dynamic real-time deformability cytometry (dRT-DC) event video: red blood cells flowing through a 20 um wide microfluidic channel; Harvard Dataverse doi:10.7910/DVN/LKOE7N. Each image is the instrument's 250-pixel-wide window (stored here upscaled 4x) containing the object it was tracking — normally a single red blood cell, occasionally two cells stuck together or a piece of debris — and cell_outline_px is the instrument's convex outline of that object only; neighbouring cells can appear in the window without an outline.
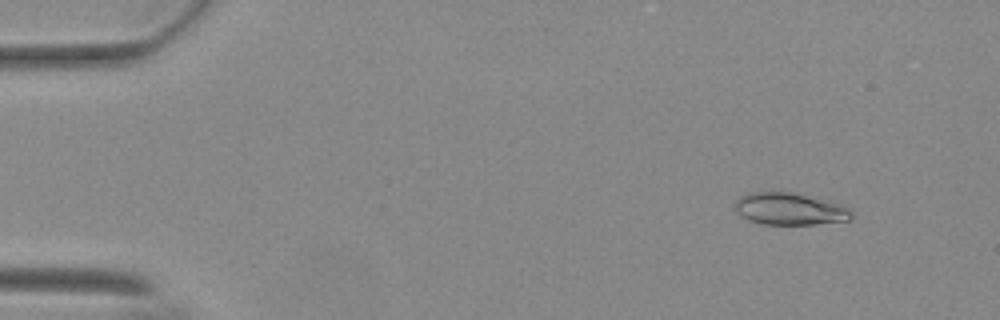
{"species": "Egyptian fruit bat (a non-hibernating species)", "species_latin": "Rousettus aegyptiacus", "temperature_condition": "warm", "stored_images_in_passage": 56, "camera_frame_rate_fps": 3000, "um_per_image_px": 0.085, "animal": {"sex": "female"}, "frame": {"image": 1, "passage_image": 6, "time_ms": 1.667, "image_size_px": [1000, 320], "cell_outline_px": [[852, 220], [816, 224], [764, 224], [748, 220], [740, 216], [736, 212], [732, 204], [740, 196], [748, 192], [792, 192], [832, 200], [848, 208], [852, 212]], "centroid_in_image_um": [67.12, 17.75], "position_along_channel_um": 17.9, "area_um2": 22.25}}
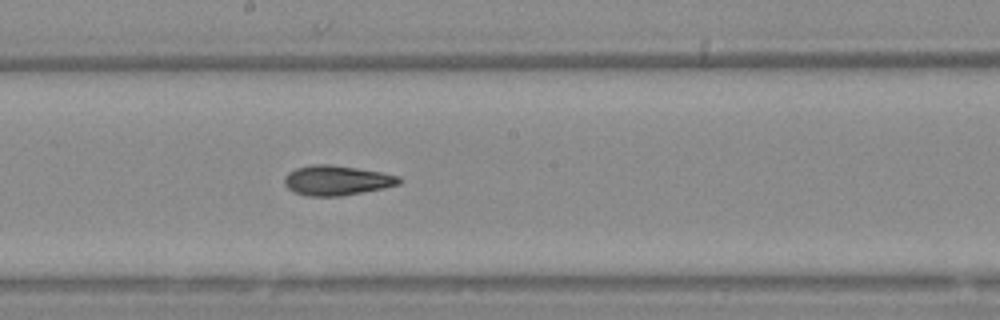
{"frame": {"image": 2, "passage_image": 31, "time_ms": 10.0, "image_size_px": [1000, 320], "cell_outline_px": [[400, 184], [384, 188], [340, 196], [308, 196], [292, 192], [284, 184], [284, 176], [288, 172], [296, 168], [312, 164], [328, 164], [356, 168], [380, 172], [400, 176]], "centroid_in_image_um": [28.58, 15.33], "position_along_channel_um": 219.6, "area_um2": 19.94}}
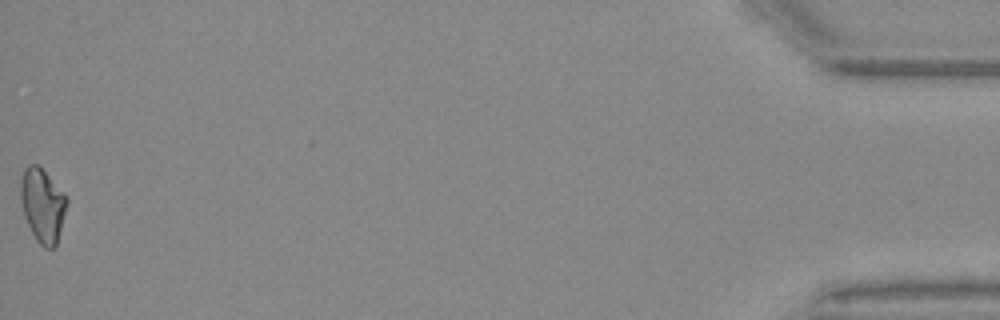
{"frame": {"image": 3, "passage_image": 56, "time_ms": 18.333, "image_size_px": [1000, 320], "cell_outline_px": [[68, 204], [56, 248], [44, 248], [36, 240], [24, 216], [20, 200], [20, 180], [24, 168], [28, 164], [40, 164], [68, 196]], "centroid_in_image_um": [3.64, 17.4], "position_along_channel_um": 431.6, "area_um2": 20.52}, "authors_computed_cell_mechanics": {"area_um2": 19.8832, "velocity_mm_per_s": 3.705, "shape_relaxation_time_tau1_ms": null, "shape_relaxation_time_tau2_ms": 4.7074, "deformation_change_tau1": null, "deformation_change_tau2": 0.0952}}